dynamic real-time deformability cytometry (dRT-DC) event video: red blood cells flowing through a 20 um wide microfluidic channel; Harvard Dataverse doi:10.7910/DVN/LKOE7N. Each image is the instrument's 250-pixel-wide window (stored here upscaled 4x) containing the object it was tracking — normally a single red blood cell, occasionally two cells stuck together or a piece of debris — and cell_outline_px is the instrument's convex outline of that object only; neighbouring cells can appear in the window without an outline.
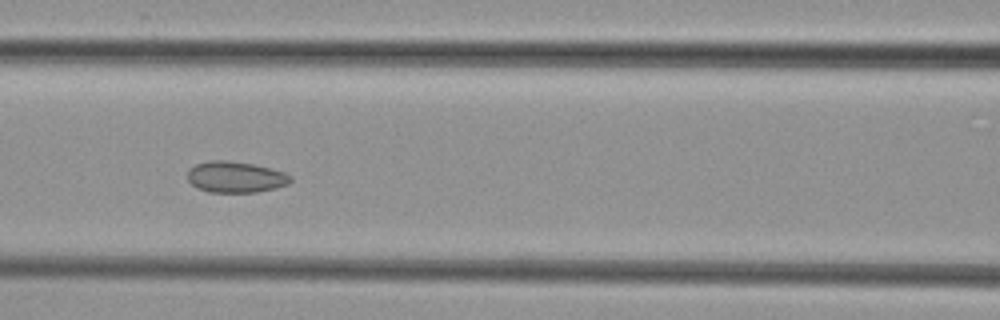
{"species": "common noctule bat (a hibernating species)", "species_latin": "Nyctalus noctula", "temperature_condition": "cold", "stored_images_in_passage": 7, "camera_frame_rate_fps": 3000, "um_per_image_px": 0.085, "animal": {"sex": "female", "body_mass_g": 29.2, "forearm_length_mm": 56.3}, "frame": {"image": 1, "passage_image": 6, "time_ms": 6.667, "image_size_px": [1000, 320], "cell_outline_px": [[292, 180], [288, 184], [276, 188], [256, 192], [208, 192], [196, 188], [188, 180], [188, 168], [196, 164], [208, 160], [228, 160], [252, 164], [284, 172], [292, 176]], "centroid_in_image_um": [20.0, 15.05], "position_along_channel_um": 146.6, "area_um2": 18.79}}
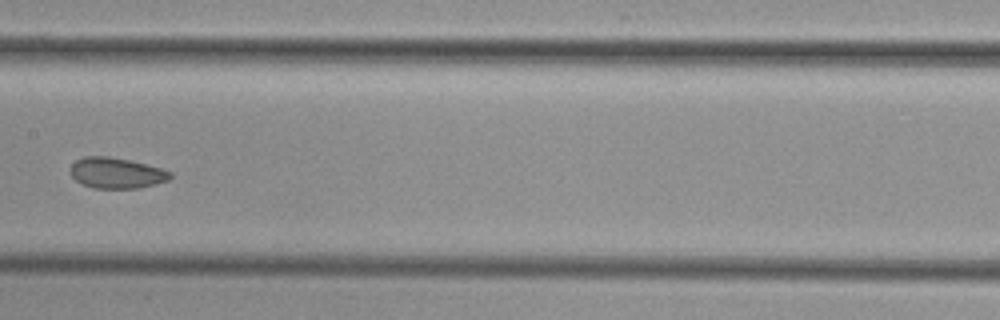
{"frame": {"image": 2, "passage_image": 7, "time_ms": 8.0, "image_size_px": [1000, 320], "cell_outline_px": [[172, 176], [168, 180], [156, 184], [140, 188], [92, 188], [76, 180], [68, 172], [72, 164], [76, 160], [84, 156], [108, 156], [128, 160], [160, 168], [172, 172]], "centroid_in_image_um": [9.88, 14.7], "position_along_channel_um": 197.5, "area_um2": 17.86}}